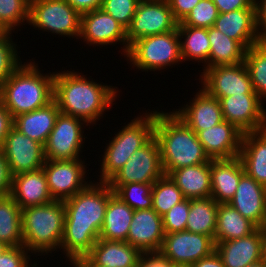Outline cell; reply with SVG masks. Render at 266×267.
<instances>
[{
    "instance_id": "6da1fadb",
    "label": "cell",
    "mask_w": 266,
    "mask_h": 267,
    "mask_svg": "<svg viewBox=\"0 0 266 267\" xmlns=\"http://www.w3.org/2000/svg\"><path fill=\"white\" fill-rule=\"evenodd\" d=\"M113 195L107 182L93 180L63 201L66 215L60 252L68 265L72 266L91 252L99 239L108 201Z\"/></svg>"
},
{
    "instance_id": "7a4b0ae2",
    "label": "cell",
    "mask_w": 266,
    "mask_h": 267,
    "mask_svg": "<svg viewBox=\"0 0 266 267\" xmlns=\"http://www.w3.org/2000/svg\"><path fill=\"white\" fill-rule=\"evenodd\" d=\"M75 70L55 71L53 100L60 113L77 117L96 126L109 112L120 95L119 89L110 84L97 83L95 79ZM119 92V93H118Z\"/></svg>"
},
{
    "instance_id": "3957f363",
    "label": "cell",
    "mask_w": 266,
    "mask_h": 267,
    "mask_svg": "<svg viewBox=\"0 0 266 267\" xmlns=\"http://www.w3.org/2000/svg\"><path fill=\"white\" fill-rule=\"evenodd\" d=\"M154 137L160 147L161 163L166 175L172 170L211 160L197 134L173 111L155 110Z\"/></svg>"
},
{
    "instance_id": "277c9868",
    "label": "cell",
    "mask_w": 266,
    "mask_h": 267,
    "mask_svg": "<svg viewBox=\"0 0 266 267\" xmlns=\"http://www.w3.org/2000/svg\"><path fill=\"white\" fill-rule=\"evenodd\" d=\"M33 59L23 62L0 86V102L13 118L53 101L55 72H42Z\"/></svg>"
},
{
    "instance_id": "5b68a950",
    "label": "cell",
    "mask_w": 266,
    "mask_h": 267,
    "mask_svg": "<svg viewBox=\"0 0 266 267\" xmlns=\"http://www.w3.org/2000/svg\"><path fill=\"white\" fill-rule=\"evenodd\" d=\"M65 215L63 201L22 209L23 246L40 258L54 256L60 250Z\"/></svg>"
},
{
    "instance_id": "8992f818",
    "label": "cell",
    "mask_w": 266,
    "mask_h": 267,
    "mask_svg": "<svg viewBox=\"0 0 266 267\" xmlns=\"http://www.w3.org/2000/svg\"><path fill=\"white\" fill-rule=\"evenodd\" d=\"M150 112H149V111ZM139 113L130 122L121 126V130L111 136L100 155L98 182H107L127 160L154 136L155 108ZM102 159V160H101Z\"/></svg>"
},
{
    "instance_id": "52a82bcc",
    "label": "cell",
    "mask_w": 266,
    "mask_h": 267,
    "mask_svg": "<svg viewBox=\"0 0 266 267\" xmlns=\"http://www.w3.org/2000/svg\"><path fill=\"white\" fill-rule=\"evenodd\" d=\"M132 68L142 72H155L182 64L180 39L177 28L134 41L125 56ZM169 67V68H168Z\"/></svg>"
},
{
    "instance_id": "ba28073f",
    "label": "cell",
    "mask_w": 266,
    "mask_h": 267,
    "mask_svg": "<svg viewBox=\"0 0 266 267\" xmlns=\"http://www.w3.org/2000/svg\"><path fill=\"white\" fill-rule=\"evenodd\" d=\"M81 14L66 0H30L29 23L33 29L58 37L78 39ZM71 37V38H70Z\"/></svg>"
},
{
    "instance_id": "9c48e42d",
    "label": "cell",
    "mask_w": 266,
    "mask_h": 267,
    "mask_svg": "<svg viewBox=\"0 0 266 267\" xmlns=\"http://www.w3.org/2000/svg\"><path fill=\"white\" fill-rule=\"evenodd\" d=\"M90 125L84 120L59 113L54 128L44 145L46 160H73L82 158L85 147V126Z\"/></svg>"
},
{
    "instance_id": "30bf717a",
    "label": "cell",
    "mask_w": 266,
    "mask_h": 267,
    "mask_svg": "<svg viewBox=\"0 0 266 267\" xmlns=\"http://www.w3.org/2000/svg\"><path fill=\"white\" fill-rule=\"evenodd\" d=\"M85 162L81 158L45 161L42 169L54 201H65L73 197L93 181L91 178L89 180V170L86 169L88 164Z\"/></svg>"
},
{
    "instance_id": "8fae6325",
    "label": "cell",
    "mask_w": 266,
    "mask_h": 267,
    "mask_svg": "<svg viewBox=\"0 0 266 267\" xmlns=\"http://www.w3.org/2000/svg\"><path fill=\"white\" fill-rule=\"evenodd\" d=\"M213 251L215 243L210 236L183 230L165 233L158 253L174 267H189Z\"/></svg>"
},
{
    "instance_id": "7c38bea8",
    "label": "cell",
    "mask_w": 266,
    "mask_h": 267,
    "mask_svg": "<svg viewBox=\"0 0 266 267\" xmlns=\"http://www.w3.org/2000/svg\"><path fill=\"white\" fill-rule=\"evenodd\" d=\"M160 147L153 136L138 149L108 181V185L154 183L164 175Z\"/></svg>"
},
{
    "instance_id": "4fadbf2b",
    "label": "cell",
    "mask_w": 266,
    "mask_h": 267,
    "mask_svg": "<svg viewBox=\"0 0 266 267\" xmlns=\"http://www.w3.org/2000/svg\"><path fill=\"white\" fill-rule=\"evenodd\" d=\"M177 24L167 0H140L127 29L128 45L140 38L173 31Z\"/></svg>"
},
{
    "instance_id": "5bb4252c",
    "label": "cell",
    "mask_w": 266,
    "mask_h": 267,
    "mask_svg": "<svg viewBox=\"0 0 266 267\" xmlns=\"http://www.w3.org/2000/svg\"><path fill=\"white\" fill-rule=\"evenodd\" d=\"M201 71L198 79L201 88L214 98L256 94L244 62L215 66Z\"/></svg>"
},
{
    "instance_id": "9a60e30c",
    "label": "cell",
    "mask_w": 266,
    "mask_h": 267,
    "mask_svg": "<svg viewBox=\"0 0 266 267\" xmlns=\"http://www.w3.org/2000/svg\"><path fill=\"white\" fill-rule=\"evenodd\" d=\"M78 39L83 40V43L89 45L90 48L91 46L100 48L104 46L107 49L108 45L114 47L120 43L123 47L121 46L119 52L121 56L124 55L123 57L129 50L127 30L101 8L81 14Z\"/></svg>"
},
{
    "instance_id": "2e32d148",
    "label": "cell",
    "mask_w": 266,
    "mask_h": 267,
    "mask_svg": "<svg viewBox=\"0 0 266 267\" xmlns=\"http://www.w3.org/2000/svg\"><path fill=\"white\" fill-rule=\"evenodd\" d=\"M218 99L224 120L243 133L266 129L265 102L257 94H238Z\"/></svg>"
},
{
    "instance_id": "e0dca14e",
    "label": "cell",
    "mask_w": 266,
    "mask_h": 267,
    "mask_svg": "<svg viewBox=\"0 0 266 267\" xmlns=\"http://www.w3.org/2000/svg\"><path fill=\"white\" fill-rule=\"evenodd\" d=\"M1 150L8 161L12 176L39 170L46 161L44 145L25 136L14 126L4 138Z\"/></svg>"
},
{
    "instance_id": "ac0fdd59",
    "label": "cell",
    "mask_w": 266,
    "mask_h": 267,
    "mask_svg": "<svg viewBox=\"0 0 266 267\" xmlns=\"http://www.w3.org/2000/svg\"><path fill=\"white\" fill-rule=\"evenodd\" d=\"M165 233L162 217L152 208L134 210L127 242L142 253H158Z\"/></svg>"
},
{
    "instance_id": "d6986e66",
    "label": "cell",
    "mask_w": 266,
    "mask_h": 267,
    "mask_svg": "<svg viewBox=\"0 0 266 267\" xmlns=\"http://www.w3.org/2000/svg\"><path fill=\"white\" fill-rule=\"evenodd\" d=\"M198 89L189 102L172 110L196 134L224 121L220 100L208 95L202 88Z\"/></svg>"
},
{
    "instance_id": "ffe728a7",
    "label": "cell",
    "mask_w": 266,
    "mask_h": 267,
    "mask_svg": "<svg viewBox=\"0 0 266 267\" xmlns=\"http://www.w3.org/2000/svg\"><path fill=\"white\" fill-rule=\"evenodd\" d=\"M242 136L243 132L226 120L197 133L198 140L210 159L238 157Z\"/></svg>"
},
{
    "instance_id": "44dd1931",
    "label": "cell",
    "mask_w": 266,
    "mask_h": 267,
    "mask_svg": "<svg viewBox=\"0 0 266 267\" xmlns=\"http://www.w3.org/2000/svg\"><path fill=\"white\" fill-rule=\"evenodd\" d=\"M244 218L261 228L266 218V187L244 173L234 197L228 202Z\"/></svg>"
},
{
    "instance_id": "7402d4cb",
    "label": "cell",
    "mask_w": 266,
    "mask_h": 267,
    "mask_svg": "<svg viewBox=\"0 0 266 267\" xmlns=\"http://www.w3.org/2000/svg\"><path fill=\"white\" fill-rule=\"evenodd\" d=\"M11 196L21 209L54 201L42 168L13 176Z\"/></svg>"
},
{
    "instance_id": "603a6c76",
    "label": "cell",
    "mask_w": 266,
    "mask_h": 267,
    "mask_svg": "<svg viewBox=\"0 0 266 267\" xmlns=\"http://www.w3.org/2000/svg\"><path fill=\"white\" fill-rule=\"evenodd\" d=\"M213 27L238 41L246 50L261 41L257 32L256 9L220 13Z\"/></svg>"
},
{
    "instance_id": "cb8c5ba5",
    "label": "cell",
    "mask_w": 266,
    "mask_h": 267,
    "mask_svg": "<svg viewBox=\"0 0 266 267\" xmlns=\"http://www.w3.org/2000/svg\"><path fill=\"white\" fill-rule=\"evenodd\" d=\"M211 197L217 203H228L235 195L240 177L245 173L239 157L211 159Z\"/></svg>"
},
{
    "instance_id": "d4e9b609",
    "label": "cell",
    "mask_w": 266,
    "mask_h": 267,
    "mask_svg": "<svg viewBox=\"0 0 266 267\" xmlns=\"http://www.w3.org/2000/svg\"><path fill=\"white\" fill-rule=\"evenodd\" d=\"M215 251L225 267H247L262 260L261 228L246 237L215 244Z\"/></svg>"
},
{
    "instance_id": "484cf974",
    "label": "cell",
    "mask_w": 266,
    "mask_h": 267,
    "mask_svg": "<svg viewBox=\"0 0 266 267\" xmlns=\"http://www.w3.org/2000/svg\"><path fill=\"white\" fill-rule=\"evenodd\" d=\"M143 253L124 241L98 239L86 258L100 267H138Z\"/></svg>"
},
{
    "instance_id": "4316f807",
    "label": "cell",
    "mask_w": 266,
    "mask_h": 267,
    "mask_svg": "<svg viewBox=\"0 0 266 267\" xmlns=\"http://www.w3.org/2000/svg\"><path fill=\"white\" fill-rule=\"evenodd\" d=\"M238 157L245 173L266 187V129L243 133Z\"/></svg>"
},
{
    "instance_id": "83f0119b",
    "label": "cell",
    "mask_w": 266,
    "mask_h": 267,
    "mask_svg": "<svg viewBox=\"0 0 266 267\" xmlns=\"http://www.w3.org/2000/svg\"><path fill=\"white\" fill-rule=\"evenodd\" d=\"M60 110L53 100L47 106L14 117L13 126L32 140L45 145Z\"/></svg>"
},
{
    "instance_id": "f1b7e54d",
    "label": "cell",
    "mask_w": 266,
    "mask_h": 267,
    "mask_svg": "<svg viewBox=\"0 0 266 267\" xmlns=\"http://www.w3.org/2000/svg\"><path fill=\"white\" fill-rule=\"evenodd\" d=\"M168 175L186 199L211 197L210 161L172 170Z\"/></svg>"
},
{
    "instance_id": "f546056e",
    "label": "cell",
    "mask_w": 266,
    "mask_h": 267,
    "mask_svg": "<svg viewBox=\"0 0 266 267\" xmlns=\"http://www.w3.org/2000/svg\"><path fill=\"white\" fill-rule=\"evenodd\" d=\"M133 214L134 210L129 205L113 195L108 201L99 238L108 241L127 242Z\"/></svg>"
},
{
    "instance_id": "4dcf8cb0",
    "label": "cell",
    "mask_w": 266,
    "mask_h": 267,
    "mask_svg": "<svg viewBox=\"0 0 266 267\" xmlns=\"http://www.w3.org/2000/svg\"><path fill=\"white\" fill-rule=\"evenodd\" d=\"M177 30L180 39V52L183 63L185 61H196L198 62V65L199 63H204L202 69L206 70L208 68L211 47L208 38V29L183 26L178 23Z\"/></svg>"
},
{
    "instance_id": "1f68e13d",
    "label": "cell",
    "mask_w": 266,
    "mask_h": 267,
    "mask_svg": "<svg viewBox=\"0 0 266 267\" xmlns=\"http://www.w3.org/2000/svg\"><path fill=\"white\" fill-rule=\"evenodd\" d=\"M258 227L244 218L229 203H219L214 243L239 239L255 232Z\"/></svg>"
},
{
    "instance_id": "d6a6232c",
    "label": "cell",
    "mask_w": 266,
    "mask_h": 267,
    "mask_svg": "<svg viewBox=\"0 0 266 267\" xmlns=\"http://www.w3.org/2000/svg\"><path fill=\"white\" fill-rule=\"evenodd\" d=\"M208 38L211 44L208 68L244 62L246 49L238 41L213 26L208 28Z\"/></svg>"
},
{
    "instance_id": "836d02e7",
    "label": "cell",
    "mask_w": 266,
    "mask_h": 267,
    "mask_svg": "<svg viewBox=\"0 0 266 267\" xmlns=\"http://www.w3.org/2000/svg\"><path fill=\"white\" fill-rule=\"evenodd\" d=\"M218 208L219 203L212 197L190 199V211L185 230L208 235L214 240Z\"/></svg>"
},
{
    "instance_id": "e575fe53",
    "label": "cell",
    "mask_w": 266,
    "mask_h": 267,
    "mask_svg": "<svg viewBox=\"0 0 266 267\" xmlns=\"http://www.w3.org/2000/svg\"><path fill=\"white\" fill-rule=\"evenodd\" d=\"M0 242L23 246L22 209L11 195L0 197Z\"/></svg>"
},
{
    "instance_id": "d590c367",
    "label": "cell",
    "mask_w": 266,
    "mask_h": 267,
    "mask_svg": "<svg viewBox=\"0 0 266 267\" xmlns=\"http://www.w3.org/2000/svg\"><path fill=\"white\" fill-rule=\"evenodd\" d=\"M244 64L255 93L266 101V41L250 46L245 52Z\"/></svg>"
},
{
    "instance_id": "8d00e7d4",
    "label": "cell",
    "mask_w": 266,
    "mask_h": 267,
    "mask_svg": "<svg viewBox=\"0 0 266 267\" xmlns=\"http://www.w3.org/2000/svg\"><path fill=\"white\" fill-rule=\"evenodd\" d=\"M152 209L161 217L186 198L169 175L164 174L152 185Z\"/></svg>"
},
{
    "instance_id": "74e56055",
    "label": "cell",
    "mask_w": 266,
    "mask_h": 267,
    "mask_svg": "<svg viewBox=\"0 0 266 267\" xmlns=\"http://www.w3.org/2000/svg\"><path fill=\"white\" fill-rule=\"evenodd\" d=\"M153 183H128L124 185H109L121 201L129 205L133 210L152 208Z\"/></svg>"
},
{
    "instance_id": "f35d334b",
    "label": "cell",
    "mask_w": 266,
    "mask_h": 267,
    "mask_svg": "<svg viewBox=\"0 0 266 267\" xmlns=\"http://www.w3.org/2000/svg\"><path fill=\"white\" fill-rule=\"evenodd\" d=\"M29 10L30 0H0V23L14 33L29 23Z\"/></svg>"
},
{
    "instance_id": "ab89813d",
    "label": "cell",
    "mask_w": 266,
    "mask_h": 267,
    "mask_svg": "<svg viewBox=\"0 0 266 267\" xmlns=\"http://www.w3.org/2000/svg\"><path fill=\"white\" fill-rule=\"evenodd\" d=\"M12 31H7L0 36V86L23 63L19 56L17 42H14Z\"/></svg>"
},
{
    "instance_id": "60d3db41",
    "label": "cell",
    "mask_w": 266,
    "mask_h": 267,
    "mask_svg": "<svg viewBox=\"0 0 266 267\" xmlns=\"http://www.w3.org/2000/svg\"><path fill=\"white\" fill-rule=\"evenodd\" d=\"M219 12L212 0H201L180 22L183 26L210 28L214 26Z\"/></svg>"
},
{
    "instance_id": "b9f144b4",
    "label": "cell",
    "mask_w": 266,
    "mask_h": 267,
    "mask_svg": "<svg viewBox=\"0 0 266 267\" xmlns=\"http://www.w3.org/2000/svg\"><path fill=\"white\" fill-rule=\"evenodd\" d=\"M140 0H103L101 9L126 30L130 27Z\"/></svg>"
},
{
    "instance_id": "7bdbcfd3",
    "label": "cell",
    "mask_w": 266,
    "mask_h": 267,
    "mask_svg": "<svg viewBox=\"0 0 266 267\" xmlns=\"http://www.w3.org/2000/svg\"><path fill=\"white\" fill-rule=\"evenodd\" d=\"M189 211L190 199H185L174 205L162 216L164 233H174L185 230Z\"/></svg>"
},
{
    "instance_id": "ee69618b",
    "label": "cell",
    "mask_w": 266,
    "mask_h": 267,
    "mask_svg": "<svg viewBox=\"0 0 266 267\" xmlns=\"http://www.w3.org/2000/svg\"><path fill=\"white\" fill-rule=\"evenodd\" d=\"M30 254L24 246L8 247L0 256V267H40L35 255Z\"/></svg>"
},
{
    "instance_id": "f6af8a7d",
    "label": "cell",
    "mask_w": 266,
    "mask_h": 267,
    "mask_svg": "<svg viewBox=\"0 0 266 267\" xmlns=\"http://www.w3.org/2000/svg\"><path fill=\"white\" fill-rule=\"evenodd\" d=\"M12 180L8 161L0 148V197L11 195Z\"/></svg>"
},
{
    "instance_id": "bcb514c9",
    "label": "cell",
    "mask_w": 266,
    "mask_h": 267,
    "mask_svg": "<svg viewBox=\"0 0 266 267\" xmlns=\"http://www.w3.org/2000/svg\"><path fill=\"white\" fill-rule=\"evenodd\" d=\"M174 19L180 23L201 0H167Z\"/></svg>"
},
{
    "instance_id": "7dc6e473",
    "label": "cell",
    "mask_w": 266,
    "mask_h": 267,
    "mask_svg": "<svg viewBox=\"0 0 266 267\" xmlns=\"http://www.w3.org/2000/svg\"><path fill=\"white\" fill-rule=\"evenodd\" d=\"M220 13L238 9H256L255 0H212Z\"/></svg>"
},
{
    "instance_id": "c3c4849f",
    "label": "cell",
    "mask_w": 266,
    "mask_h": 267,
    "mask_svg": "<svg viewBox=\"0 0 266 267\" xmlns=\"http://www.w3.org/2000/svg\"><path fill=\"white\" fill-rule=\"evenodd\" d=\"M256 25L261 41H266V0H255Z\"/></svg>"
},
{
    "instance_id": "681fc988",
    "label": "cell",
    "mask_w": 266,
    "mask_h": 267,
    "mask_svg": "<svg viewBox=\"0 0 266 267\" xmlns=\"http://www.w3.org/2000/svg\"><path fill=\"white\" fill-rule=\"evenodd\" d=\"M138 267H174L168 260L159 253H143Z\"/></svg>"
},
{
    "instance_id": "f907efd6",
    "label": "cell",
    "mask_w": 266,
    "mask_h": 267,
    "mask_svg": "<svg viewBox=\"0 0 266 267\" xmlns=\"http://www.w3.org/2000/svg\"><path fill=\"white\" fill-rule=\"evenodd\" d=\"M14 118L6 107L0 102V148L6 135L13 127Z\"/></svg>"
},
{
    "instance_id": "816d5d0a",
    "label": "cell",
    "mask_w": 266,
    "mask_h": 267,
    "mask_svg": "<svg viewBox=\"0 0 266 267\" xmlns=\"http://www.w3.org/2000/svg\"><path fill=\"white\" fill-rule=\"evenodd\" d=\"M67 3L77 10L80 14L100 9L103 0H66Z\"/></svg>"
},
{
    "instance_id": "f5cc1de1",
    "label": "cell",
    "mask_w": 266,
    "mask_h": 267,
    "mask_svg": "<svg viewBox=\"0 0 266 267\" xmlns=\"http://www.w3.org/2000/svg\"><path fill=\"white\" fill-rule=\"evenodd\" d=\"M189 267H225L221 258L216 251H213L209 256L196 261Z\"/></svg>"
},
{
    "instance_id": "db71d44e",
    "label": "cell",
    "mask_w": 266,
    "mask_h": 267,
    "mask_svg": "<svg viewBox=\"0 0 266 267\" xmlns=\"http://www.w3.org/2000/svg\"><path fill=\"white\" fill-rule=\"evenodd\" d=\"M70 267H100L94 266L86 257L79 259Z\"/></svg>"
},
{
    "instance_id": "11a10c76",
    "label": "cell",
    "mask_w": 266,
    "mask_h": 267,
    "mask_svg": "<svg viewBox=\"0 0 266 267\" xmlns=\"http://www.w3.org/2000/svg\"><path fill=\"white\" fill-rule=\"evenodd\" d=\"M262 261L266 264V232H261Z\"/></svg>"
},
{
    "instance_id": "9f6ffc18",
    "label": "cell",
    "mask_w": 266,
    "mask_h": 267,
    "mask_svg": "<svg viewBox=\"0 0 266 267\" xmlns=\"http://www.w3.org/2000/svg\"><path fill=\"white\" fill-rule=\"evenodd\" d=\"M247 267H264V262L260 260L248 265Z\"/></svg>"
},
{
    "instance_id": "6f0895ef",
    "label": "cell",
    "mask_w": 266,
    "mask_h": 267,
    "mask_svg": "<svg viewBox=\"0 0 266 267\" xmlns=\"http://www.w3.org/2000/svg\"><path fill=\"white\" fill-rule=\"evenodd\" d=\"M9 246H7L6 244L0 242V256L2 255V253L8 248Z\"/></svg>"
},
{
    "instance_id": "680465c9",
    "label": "cell",
    "mask_w": 266,
    "mask_h": 267,
    "mask_svg": "<svg viewBox=\"0 0 266 267\" xmlns=\"http://www.w3.org/2000/svg\"><path fill=\"white\" fill-rule=\"evenodd\" d=\"M6 32L7 30L0 23V36L4 35Z\"/></svg>"
},
{
    "instance_id": "91938a15",
    "label": "cell",
    "mask_w": 266,
    "mask_h": 267,
    "mask_svg": "<svg viewBox=\"0 0 266 267\" xmlns=\"http://www.w3.org/2000/svg\"><path fill=\"white\" fill-rule=\"evenodd\" d=\"M261 232H266V218L263 226L261 227Z\"/></svg>"
}]
</instances>
